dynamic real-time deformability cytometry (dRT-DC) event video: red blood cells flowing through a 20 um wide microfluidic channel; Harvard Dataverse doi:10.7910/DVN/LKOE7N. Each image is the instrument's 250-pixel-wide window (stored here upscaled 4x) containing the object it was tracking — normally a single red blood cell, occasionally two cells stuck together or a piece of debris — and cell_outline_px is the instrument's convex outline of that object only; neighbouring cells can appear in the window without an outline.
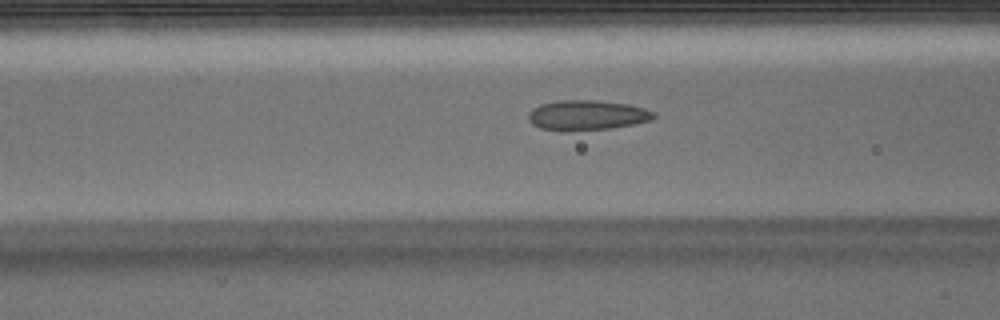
{"species": "Egyptian fruit bat (a non-hibernating species)", "species_latin": "Rousettus aegyptiacus", "temperature_condition": "warm", "stored_images_in_passage": 37, "camera_frame_rate_fps": 3000, "um_per_image_px": 0.085, "animal": {"sex": "male"}, "frame": {"image": 1, "passage_image": 9, "time_ms": 2.667, "image_size_px": [1000, 320], "cell_outline_px": [[656, 116], [652, 120], [636, 124], [612, 128], [540, 128], [532, 124], [528, 120], [528, 112], [532, 108], [540, 104], [556, 100], [592, 100], [628, 104], [644, 108], [656, 112]], "centroid_in_image_um": [49.94, 9.74], "position_along_channel_um": 116.7, "area_um2": 21.33}}
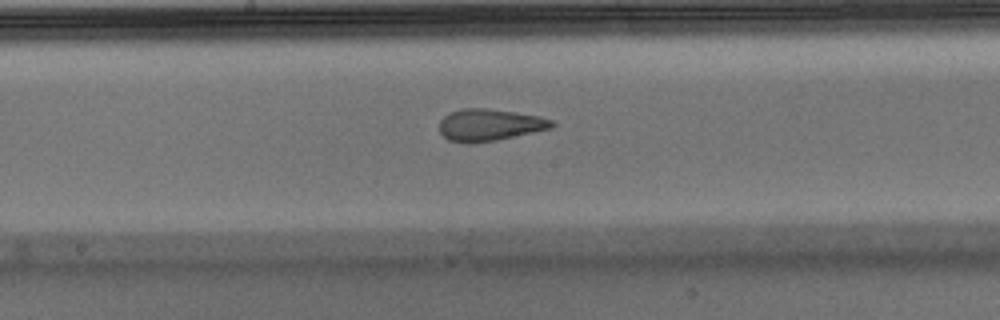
{"frame": {"image": 2, "passage_image": 16, "time_ms": 5.0, "image_size_px": [1000, 320], "cell_outline_px": [[556, 124], [552, 128], [496, 140], [468, 144], [448, 140], [440, 132], [440, 120], [448, 112], [464, 108], [484, 108], [516, 112], [540, 116], [552, 120]], "centroid_in_image_um": [41.6, 10.61], "position_along_channel_um": 206.6, "area_um2": 20.98}}
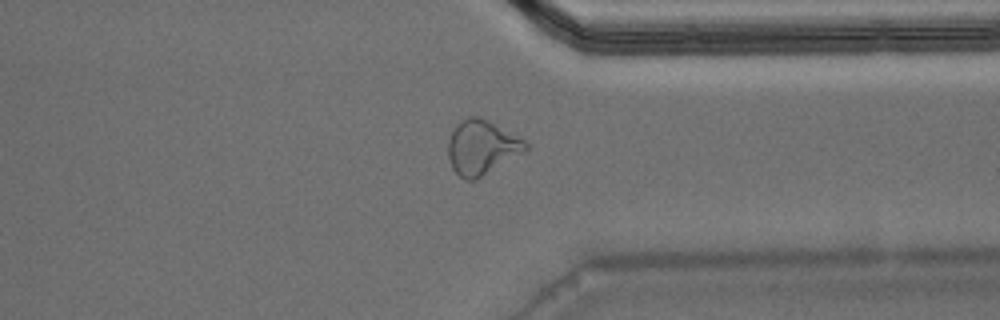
{"frame": {"image": 3, "passage_image": 29, "time_ms": 9.333, "image_size_px": [1000, 320], "cell_outline_px": [[528, 148], [476, 180], [464, 180], [452, 168], [448, 156], [448, 140], [456, 124], [460, 120], [468, 116], [480, 116], [488, 120], [524, 140], [528, 144]], "centroid_in_image_um": [40.89, 12.51], "position_along_channel_um": 370.5, "area_um2": 24.22}, "authors_computed_cell_mechanics": {"area_um2": 21.6172, "velocity_mm_per_s": 3.8402, "shape_relaxation_time_tau1_ms": null, "shape_relaxation_time_tau2_ms": 1.5209, "deformation_change_tau1": null, "deformation_change_tau2": 0.0899}}